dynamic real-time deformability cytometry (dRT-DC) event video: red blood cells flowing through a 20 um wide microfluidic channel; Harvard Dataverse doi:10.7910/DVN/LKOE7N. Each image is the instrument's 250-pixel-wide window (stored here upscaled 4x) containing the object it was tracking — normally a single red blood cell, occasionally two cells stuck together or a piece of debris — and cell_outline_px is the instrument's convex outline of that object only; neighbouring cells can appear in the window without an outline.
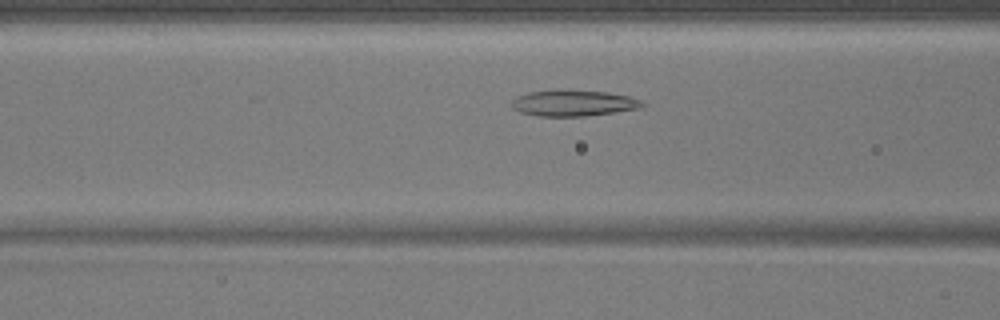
{"species": "common noctule bat (a hibernating species)", "species_latin": "Nyctalus noctula", "temperature_condition": "warm", "stored_images_in_passage": 43, "camera_frame_rate_fps": 3000, "um_per_image_px": 0.085, "animal": {"sex": "male", "body_mass_g": 17.9}, "frame": {"image": 1, "passage_image": 13, "time_ms": 4.0, "image_size_px": [1000, 320], "cell_outline_px": [[648, 104], [644, 108], [616, 112], [584, 116], [540, 116], [520, 112], [512, 108], [512, 100], [528, 92], [608, 92], [628, 96], [640, 100]], "centroid_in_image_um": [48.84, 8.81], "position_along_channel_um": 117.8, "area_um2": 19.13}}
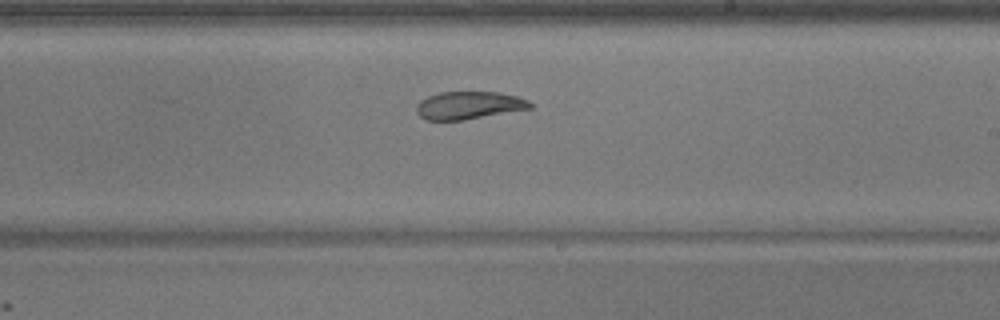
{"frame": {"image": 2, "passage_image": 23, "time_ms": 7.333, "image_size_px": [1000, 320], "cell_outline_px": [[532, 108], [464, 120], [424, 120], [416, 112], [416, 108], [420, 100], [428, 96], [440, 92], [500, 92], [516, 96], [528, 100], [532, 104]], "centroid_in_image_um": [39.84, 8.95], "position_along_channel_um": 249.2, "area_um2": 18.38}}
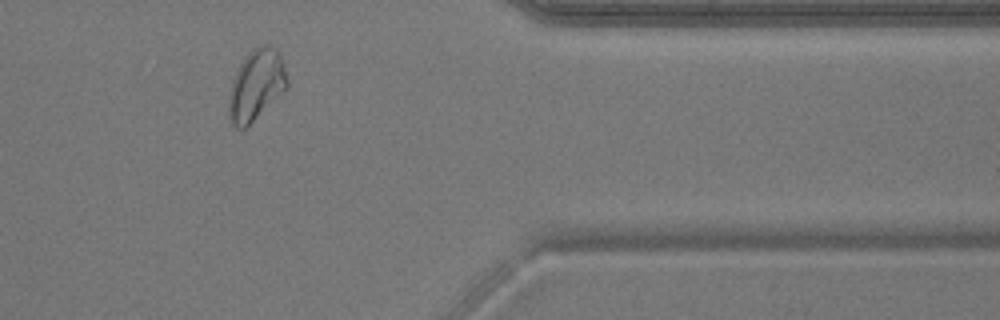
{"frame": {"image": 3, "passage_image": 35, "time_ms": 11.333, "image_size_px": [1000, 320], "cell_outline_px": [[288, 88], [284, 92], [244, 128], [236, 128], [232, 124], [228, 116], [228, 96], [232, 80], [240, 64], [248, 52], [252, 48], [260, 44], [268, 44], [276, 48], [280, 52], [284, 64], [288, 80]], "centroid_in_image_um": [21.79, 7.19], "position_along_channel_um": 389.6, "area_um2": 24.33}}